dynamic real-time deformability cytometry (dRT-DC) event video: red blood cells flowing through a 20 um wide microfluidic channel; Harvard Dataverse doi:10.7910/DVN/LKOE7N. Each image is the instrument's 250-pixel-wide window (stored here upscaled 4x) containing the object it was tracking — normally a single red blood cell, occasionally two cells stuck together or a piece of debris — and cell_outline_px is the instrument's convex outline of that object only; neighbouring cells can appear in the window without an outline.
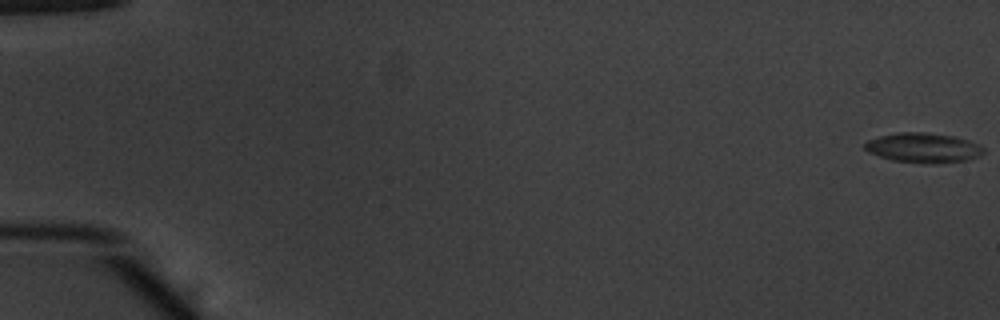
{"species": "common noctule bat (a hibernating species)", "species_latin": "Nyctalus noctula", "temperature_condition": "warm", "stored_images_in_passage": 56, "camera_frame_rate_fps": 3000, "um_per_image_px": 0.085, "animal": {"sex": "male", "body_mass_g": 20.1, "forearm_length_mm": 53.5}, "frame": {"image": 1, "passage_image": 1, "time_ms": 0.0, "image_size_px": [1000, 320], "cell_outline_px": [[984, 152], [980, 156], [968, 160], [936, 164], [924, 164], [892, 160], [868, 152], [864, 148], [864, 144], [868, 140], [880, 136], [900, 132], [924, 132], [952, 136], [968, 140], [984, 148]], "centroid_in_image_um": [78.48, 12.58], "position_along_channel_um": 6.5, "area_um2": 20.63}}
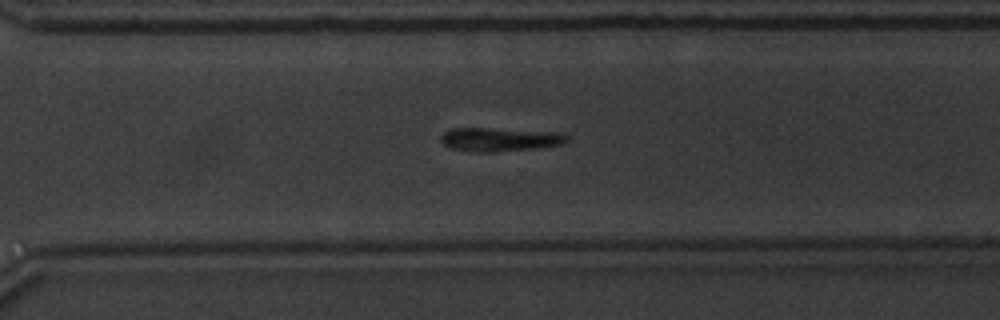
{"frame": {"image": 2, "passage_image": 40, "time_ms": 13.0, "image_size_px": [1000, 320], "cell_outline_px": [[568, 140], [564, 144], [536, 148], [496, 152], [472, 152], [452, 148], [444, 144], [440, 140], [440, 136], [444, 132], [452, 128], [488, 128], [556, 132], [568, 136]], "centroid_in_image_um": [42.46, 11.85], "position_along_channel_um": 328.1, "area_um2": 17.4}}
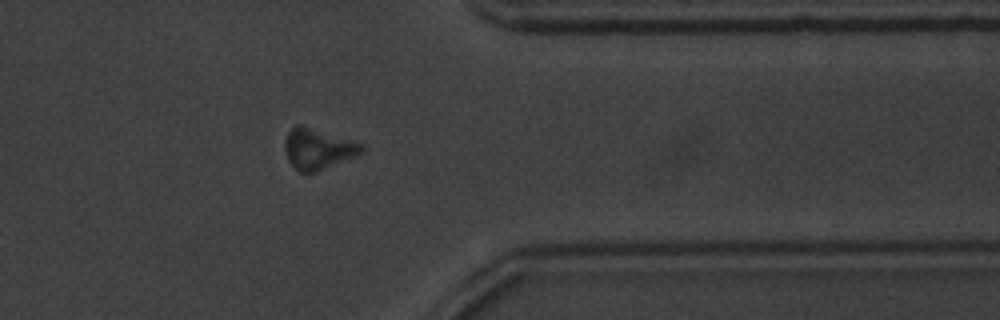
{"frame": {"image": 3, "passage_image": 45, "time_ms": 14.667, "image_size_px": [1000, 320], "cell_outline_px": [[364, 152], [356, 156], [316, 172], [300, 172], [288, 160], [284, 148], [284, 140], [288, 132], [296, 124], [300, 124], [352, 140], [364, 144]], "centroid_in_image_um": [27.03, 12.64], "position_along_channel_um": 384.4, "area_um2": 18.21}, "authors_computed_cell_mechanics": {"area_um2": 18.0914, "velocity_mm_per_s": 3.818, "shape_relaxation_time_tau1_ms": 1.8081, "shape_relaxation_time_tau2_ms": null, "deformation_change_tau1": 0.1144, "deformation_change_tau2": null}}